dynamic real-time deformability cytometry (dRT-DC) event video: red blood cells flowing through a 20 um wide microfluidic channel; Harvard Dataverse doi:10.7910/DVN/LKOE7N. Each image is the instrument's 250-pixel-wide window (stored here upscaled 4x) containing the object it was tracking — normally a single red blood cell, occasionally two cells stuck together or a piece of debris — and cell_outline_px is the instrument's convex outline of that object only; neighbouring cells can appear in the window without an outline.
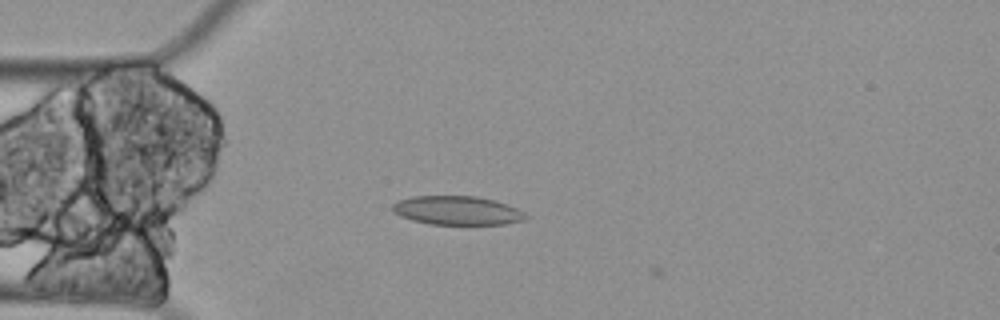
{"species": "Egyptian fruit bat (a non-hibernating species)", "species_latin": "Rousettus aegyptiacus", "temperature_condition": "cold", "stored_images_in_passage": 3, "camera_frame_rate_fps": 3000, "um_per_image_px": 0.085, "animal": {"sex": "female"}, "frame": {"image": 1, "passage_image": 1, "time_ms": 0.0, "image_size_px": [1000, 320], "cell_outline_px": [[528, 216], [524, 220], [504, 224], [428, 224], [412, 220], [400, 216], [392, 212], [392, 204], [396, 200], [412, 196], [476, 196], [496, 200], [508, 204], [524, 212]], "centroid_in_image_um": [38.83, 17.88], "position_along_channel_um": 46.2, "area_um2": 22.6}}